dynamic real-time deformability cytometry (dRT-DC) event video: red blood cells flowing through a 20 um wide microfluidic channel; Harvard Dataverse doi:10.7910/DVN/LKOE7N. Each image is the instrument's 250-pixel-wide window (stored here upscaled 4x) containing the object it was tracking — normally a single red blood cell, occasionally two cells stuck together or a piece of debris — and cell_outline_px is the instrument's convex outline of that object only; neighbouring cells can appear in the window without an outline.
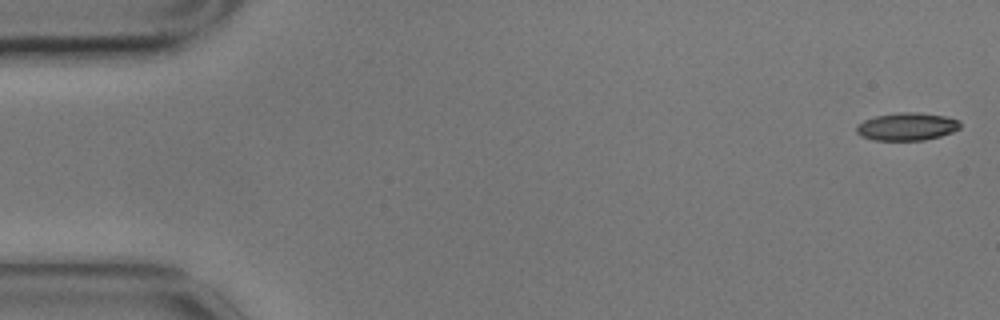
{"species": "common noctule bat (a hibernating species)", "species_latin": "Nyctalus noctula", "temperature_condition": "cold", "stored_images_in_passage": 3, "camera_frame_rate_fps": 3000, "um_per_image_px": 0.085, "animal": {"sex": "male", "body_mass_g": 17.9}, "frame": {"image": 1, "passage_image": 1, "time_ms": 0.0, "image_size_px": [1000, 320], "cell_outline_px": [[960, 128], [952, 132], [940, 136], [924, 140], [872, 140], [860, 136], [856, 132], [856, 124], [864, 120], [876, 116], [900, 112], [916, 112], [944, 116], [960, 120]], "centroid_in_image_um": [77.06, 10.76], "position_along_channel_um": 7.9, "area_um2": 16.82}}